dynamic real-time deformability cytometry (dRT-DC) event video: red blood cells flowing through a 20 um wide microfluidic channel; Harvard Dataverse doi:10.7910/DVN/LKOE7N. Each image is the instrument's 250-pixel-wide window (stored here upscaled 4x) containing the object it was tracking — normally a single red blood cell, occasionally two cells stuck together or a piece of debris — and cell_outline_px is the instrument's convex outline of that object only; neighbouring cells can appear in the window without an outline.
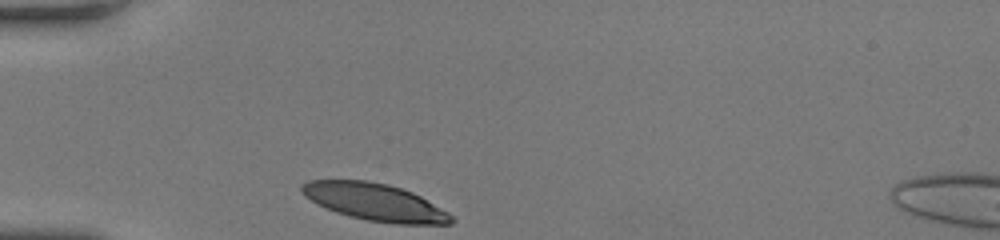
{"species": "human", "species_latin": "Homo sapiens", "temperature_condition": "room temperature", "stored_images_in_passage": 30, "camera_frame_rate_fps": 3000, "um_per_image_px": 0.085, "donor": {"sex": "female"}, "frame": {"image": 1, "passage_image": 1, "time_ms": 0.0, "image_size_px": [1000, 240], "cell_outline_px": [[456, 220], [452, 224], [396, 224], [368, 220], [348, 216], [336, 212], [304, 196], [300, 192], [300, 184], [308, 180], [368, 180], [388, 184], [412, 192], [420, 196], [448, 212]], "centroid_in_image_um": [31.87, 17.17], "position_along_channel_um": 53.1, "area_um2": 32.37}}
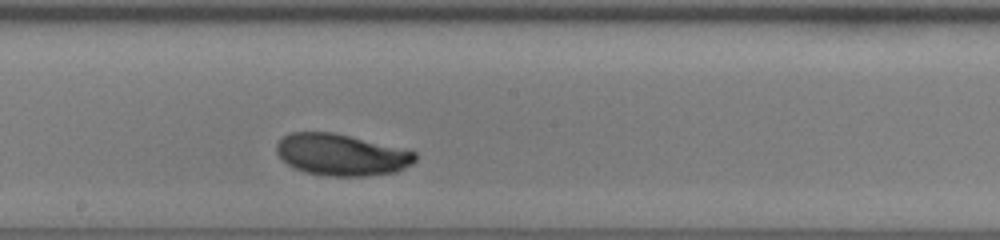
{"frame": {"image": 2, "passage_image": 16, "time_ms": 5.0, "image_size_px": [1000, 240], "cell_outline_px": [[416, 160], [412, 164], [396, 172], [368, 176], [324, 176], [304, 172], [288, 164], [276, 152], [276, 144], [284, 136], [292, 132], [332, 132], [416, 152]], "centroid_in_image_um": [29.01, 13.17], "position_along_channel_um": 219.2, "area_um2": 33.35}}
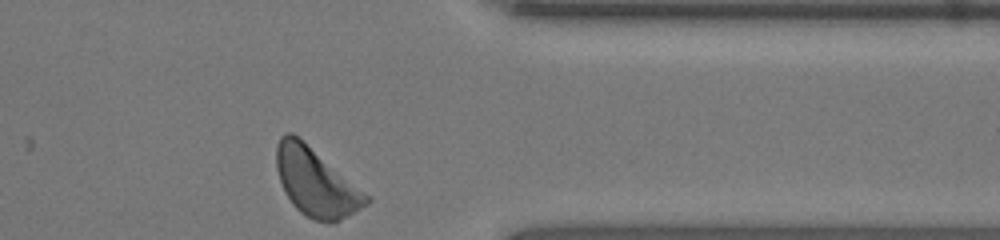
{"frame": {"image": 3, "passage_image": 30, "time_ms": 9.667, "image_size_px": [1000, 240], "cell_outline_px": [[372, 200], [368, 204], [348, 216], [340, 220], [312, 220], [300, 212], [292, 204], [284, 192], [276, 168], [276, 144], [280, 136], [288, 132], [292, 132], [372, 196]], "centroid_in_image_um": [26.86, 15.48], "position_along_channel_um": 384.5, "area_um2": 35.49}, "authors_computed_cell_mechanics": {"area_um2": 33.5529, "velocity_mm_per_s": 3.7023, "shape_relaxation_time_tau1_ms": 2.9395, "shape_relaxation_time_tau2_ms": null, "deformation_change_tau1": 0.1219, "deformation_change_tau2": null}}